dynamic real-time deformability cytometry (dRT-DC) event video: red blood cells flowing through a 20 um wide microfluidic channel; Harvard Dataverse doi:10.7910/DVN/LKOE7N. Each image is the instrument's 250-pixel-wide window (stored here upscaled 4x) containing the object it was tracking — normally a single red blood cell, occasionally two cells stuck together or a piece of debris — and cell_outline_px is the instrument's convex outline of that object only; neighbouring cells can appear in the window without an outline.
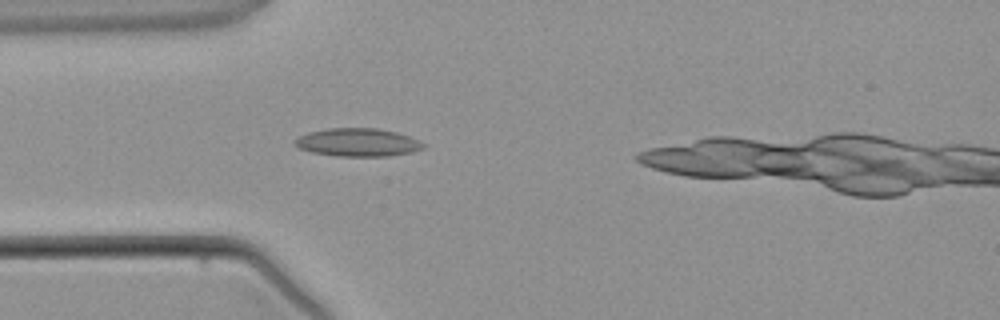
{"species": "common noctule bat (a hibernating species)", "species_latin": "Nyctalus noctula", "temperature_condition": "warm", "stored_images_in_passage": 1, "camera_frame_rate_fps": 3000, "um_per_image_px": 0.085, "animal": {"sex": "male", "body_mass_g": 21.5, "forearm_length_mm": 52.0}, "frame": {"image": 1, "passage_image": 1, "time_ms": 0.0, "image_size_px": [1000, 320], "cell_outline_px": [[424, 148], [412, 152], [388, 156], [336, 156], [312, 152], [300, 148], [292, 144], [292, 140], [308, 132], [328, 128], [376, 128], [396, 132], [420, 140], [424, 144]], "centroid_in_image_um": [30.39, 12.1], "position_along_channel_um": 54.6, "area_um2": 21.1}}